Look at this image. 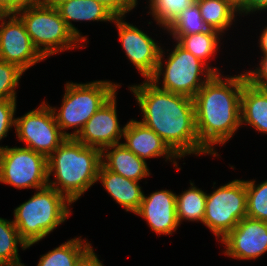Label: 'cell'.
<instances>
[{
    "label": "cell",
    "mask_w": 267,
    "mask_h": 266,
    "mask_svg": "<svg viewBox=\"0 0 267 266\" xmlns=\"http://www.w3.org/2000/svg\"><path fill=\"white\" fill-rule=\"evenodd\" d=\"M121 142L127 149L147 163L148 159L164 158L178 170V159H180L169 146L154 131L136 119H131L125 124Z\"/></svg>",
    "instance_id": "2e32d148"
},
{
    "label": "cell",
    "mask_w": 267,
    "mask_h": 266,
    "mask_svg": "<svg viewBox=\"0 0 267 266\" xmlns=\"http://www.w3.org/2000/svg\"><path fill=\"white\" fill-rule=\"evenodd\" d=\"M15 134L26 148L47 158L67 138L56 123L54 113L45 100L33 110L15 118Z\"/></svg>",
    "instance_id": "30bf717a"
},
{
    "label": "cell",
    "mask_w": 267,
    "mask_h": 266,
    "mask_svg": "<svg viewBox=\"0 0 267 266\" xmlns=\"http://www.w3.org/2000/svg\"><path fill=\"white\" fill-rule=\"evenodd\" d=\"M17 100H0V141L6 138L12 127H15ZM6 146L0 145L3 150Z\"/></svg>",
    "instance_id": "f546056e"
},
{
    "label": "cell",
    "mask_w": 267,
    "mask_h": 266,
    "mask_svg": "<svg viewBox=\"0 0 267 266\" xmlns=\"http://www.w3.org/2000/svg\"><path fill=\"white\" fill-rule=\"evenodd\" d=\"M237 8L245 1V0H230Z\"/></svg>",
    "instance_id": "74e56055"
},
{
    "label": "cell",
    "mask_w": 267,
    "mask_h": 266,
    "mask_svg": "<svg viewBox=\"0 0 267 266\" xmlns=\"http://www.w3.org/2000/svg\"><path fill=\"white\" fill-rule=\"evenodd\" d=\"M210 28L205 24L196 3L186 8L166 29L168 35H190L207 32Z\"/></svg>",
    "instance_id": "4316f807"
},
{
    "label": "cell",
    "mask_w": 267,
    "mask_h": 266,
    "mask_svg": "<svg viewBox=\"0 0 267 266\" xmlns=\"http://www.w3.org/2000/svg\"><path fill=\"white\" fill-rule=\"evenodd\" d=\"M218 243L224 245L222 254L234 260H256L267 252V222L243 218Z\"/></svg>",
    "instance_id": "4fadbf2b"
},
{
    "label": "cell",
    "mask_w": 267,
    "mask_h": 266,
    "mask_svg": "<svg viewBox=\"0 0 267 266\" xmlns=\"http://www.w3.org/2000/svg\"><path fill=\"white\" fill-rule=\"evenodd\" d=\"M200 14L210 29L226 34L237 22L238 8L230 0H196ZM237 18V19H236Z\"/></svg>",
    "instance_id": "7402d4cb"
},
{
    "label": "cell",
    "mask_w": 267,
    "mask_h": 266,
    "mask_svg": "<svg viewBox=\"0 0 267 266\" xmlns=\"http://www.w3.org/2000/svg\"><path fill=\"white\" fill-rule=\"evenodd\" d=\"M120 87V83L110 80L65 83L60 107L50 106L61 132L67 138H75L85 123ZM70 129L74 131L69 132Z\"/></svg>",
    "instance_id": "5b68a950"
},
{
    "label": "cell",
    "mask_w": 267,
    "mask_h": 266,
    "mask_svg": "<svg viewBox=\"0 0 267 266\" xmlns=\"http://www.w3.org/2000/svg\"><path fill=\"white\" fill-rule=\"evenodd\" d=\"M98 254L95 253L92 247L76 264V266H104L102 261L98 258Z\"/></svg>",
    "instance_id": "e575fe53"
},
{
    "label": "cell",
    "mask_w": 267,
    "mask_h": 266,
    "mask_svg": "<svg viewBox=\"0 0 267 266\" xmlns=\"http://www.w3.org/2000/svg\"><path fill=\"white\" fill-rule=\"evenodd\" d=\"M0 183L19 190L47 187V157L26 147L7 145L1 153Z\"/></svg>",
    "instance_id": "9c48e42d"
},
{
    "label": "cell",
    "mask_w": 267,
    "mask_h": 266,
    "mask_svg": "<svg viewBox=\"0 0 267 266\" xmlns=\"http://www.w3.org/2000/svg\"><path fill=\"white\" fill-rule=\"evenodd\" d=\"M189 189L176 194V213L179 225L183 221L203 222L206 206V192L190 180Z\"/></svg>",
    "instance_id": "cb8c5ba5"
},
{
    "label": "cell",
    "mask_w": 267,
    "mask_h": 266,
    "mask_svg": "<svg viewBox=\"0 0 267 266\" xmlns=\"http://www.w3.org/2000/svg\"><path fill=\"white\" fill-rule=\"evenodd\" d=\"M196 0H148L145 9L149 8L148 15L153 21L164 30L174 22L182 11L190 7ZM149 3V4H148Z\"/></svg>",
    "instance_id": "484cf974"
},
{
    "label": "cell",
    "mask_w": 267,
    "mask_h": 266,
    "mask_svg": "<svg viewBox=\"0 0 267 266\" xmlns=\"http://www.w3.org/2000/svg\"><path fill=\"white\" fill-rule=\"evenodd\" d=\"M174 42H177L185 50L192 53L195 57L205 63L215 74H222L218 66H212L210 59L218 56L221 47V39H224L219 31L209 29L207 32L195 33L190 35H169ZM219 50V51H218Z\"/></svg>",
    "instance_id": "44dd1931"
},
{
    "label": "cell",
    "mask_w": 267,
    "mask_h": 266,
    "mask_svg": "<svg viewBox=\"0 0 267 266\" xmlns=\"http://www.w3.org/2000/svg\"><path fill=\"white\" fill-rule=\"evenodd\" d=\"M259 64L257 67L250 68V70H244L247 76V80L261 88H267V55H261Z\"/></svg>",
    "instance_id": "4dcf8cb0"
},
{
    "label": "cell",
    "mask_w": 267,
    "mask_h": 266,
    "mask_svg": "<svg viewBox=\"0 0 267 266\" xmlns=\"http://www.w3.org/2000/svg\"><path fill=\"white\" fill-rule=\"evenodd\" d=\"M0 60L15 64L25 72L45 60L17 14H5L0 20Z\"/></svg>",
    "instance_id": "7c38bea8"
},
{
    "label": "cell",
    "mask_w": 267,
    "mask_h": 266,
    "mask_svg": "<svg viewBox=\"0 0 267 266\" xmlns=\"http://www.w3.org/2000/svg\"><path fill=\"white\" fill-rule=\"evenodd\" d=\"M107 7L116 17L127 16L138 5V0H96ZM140 1V0H139Z\"/></svg>",
    "instance_id": "1f68e13d"
},
{
    "label": "cell",
    "mask_w": 267,
    "mask_h": 266,
    "mask_svg": "<svg viewBox=\"0 0 267 266\" xmlns=\"http://www.w3.org/2000/svg\"><path fill=\"white\" fill-rule=\"evenodd\" d=\"M18 246L21 250L28 247L20 238L13 220L0 217V266H26L21 263Z\"/></svg>",
    "instance_id": "d4e9b609"
},
{
    "label": "cell",
    "mask_w": 267,
    "mask_h": 266,
    "mask_svg": "<svg viewBox=\"0 0 267 266\" xmlns=\"http://www.w3.org/2000/svg\"><path fill=\"white\" fill-rule=\"evenodd\" d=\"M215 184L213 191L206 194L202 224L220 241L247 216V191L243 179H234L218 188Z\"/></svg>",
    "instance_id": "ba28073f"
},
{
    "label": "cell",
    "mask_w": 267,
    "mask_h": 266,
    "mask_svg": "<svg viewBox=\"0 0 267 266\" xmlns=\"http://www.w3.org/2000/svg\"><path fill=\"white\" fill-rule=\"evenodd\" d=\"M24 74L19 66L0 60V100H17V88Z\"/></svg>",
    "instance_id": "f1b7e54d"
},
{
    "label": "cell",
    "mask_w": 267,
    "mask_h": 266,
    "mask_svg": "<svg viewBox=\"0 0 267 266\" xmlns=\"http://www.w3.org/2000/svg\"><path fill=\"white\" fill-rule=\"evenodd\" d=\"M243 125L267 135V88L257 87L249 81L243 85L241 93V128Z\"/></svg>",
    "instance_id": "ffe728a7"
},
{
    "label": "cell",
    "mask_w": 267,
    "mask_h": 266,
    "mask_svg": "<svg viewBox=\"0 0 267 266\" xmlns=\"http://www.w3.org/2000/svg\"><path fill=\"white\" fill-rule=\"evenodd\" d=\"M125 18L126 16H118L112 22L118 31V41L126 58L144 78L143 80H149L156 72L162 45L146 31H142L133 23L126 22Z\"/></svg>",
    "instance_id": "8fae6325"
},
{
    "label": "cell",
    "mask_w": 267,
    "mask_h": 266,
    "mask_svg": "<svg viewBox=\"0 0 267 266\" xmlns=\"http://www.w3.org/2000/svg\"><path fill=\"white\" fill-rule=\"evenodd\" d=\"M71 205L63 194L47 186L36 190L27 201L17 206L12 220L20 238L28 245L27 249L66 222L72 215Z\"/></svg>",
    "instance_id": "277c9868"
},
{
    "label": "cell",
    "mask_w": 267,
    "mask_h": 266,
    "mask_svg": "<svg viewBox=\"0 0 267 266\" xmlns=\"http://www.w3.org/2000/svg\"><path fill=\"white\" fill-rule=\"evenodd\" d=\"M260 36L258 39V44L260 47V52L262 55H267V24L265 27H263V30L260 31Z\"/></svg>",
    "instance_id": "d590c367"
},
{
    "label": "cell",
    "mask_w": 267,
    "mask_h": 266,
    "mask_svg": "<svg viewBox=\"0 0 267 266\" xmlns=\"http://www.w3.org/2000/svg\"><path fill=\"white\" fill-rule=\"evenodd\" d=\"M16 14L23 21L33 45L46 60L58 53L86 47L68 29L56 8L37 2Z\"/></svg>",
    "instance_id": "52a82bcc"
},
{
    "label": "cell",
    "mask_w": 267,
    "mask_h": 266,
    "mask_svg": "<svg viewBox=\"0 0 267 266\" xmlns=\"http://www.w3.org/2000/svg\"><path fill=\"white\" fill-rule=\"evenodd\" d=\"M173 46L171 52L162 46L156 72L149 80L159 89L194 98L215 73L177 42Z\"/></svg>",
    "instance_id": "8992f818"
},
{
    "label": "cell",
    "mask_w": 267,
    "mask_h": 266,
    "mask_svg": "<svg viewBox=\"0 0 267 266\" xmlns=\"http://www.w3.org/2000/svg\"><path fill=\"white\" fill-rule=\"evenodd\" d=\"M142 113V124L154 130L180 158L211 154L200 144L193 98L159 89L150 80L128 86Z\"/></svg>",
    "instance_id": "6da1fadb"
},
{
    "label": "cell",
    "mask_w": 267,
    "mask_h": 266,
    "mask_svg": "<svg viewBox=\"0 0 267 266\" xmlns=\"http://www.w3.org/2000/svg\"><path fill=\"white\" fill-rule=\"evenodd\" d=\"M214 74L196 93L195 125L200 144L213 156L241 128V93L248 81L245 71L238 75Z\"/></svg>",
    "instance_id": "7a4b0ae2"
},
{
    "label": "cell",
    "mask_w": 267,
    "mask_h": 266,
    "mask_svg": "<svg viewBox=\"0 0 267 266\" xmlns=\"http://www.w3.org/2000/svg\"><path fill=\"white\" fill-rule=\"evenodd\" d=\"M267 11V0H245L239 7L238 12L240 17L250 16V14H259Z\"/></svg>",
    "instance_id": "d6a6232c"
},
{
    "label": "cell",
    "mask_w": 267,
    "mask_h": 266,
    "mask_svg": "<svg viewBox=\"0 0 267 266\" xmlns=\"http://www.w3.org/2000/svg\"><path fill=\"white\" fill-rule=\"evenodd\" d=\"M37 2L38 0H0V10L5 14H16L22 8Z\"/></svg>",
    "instance_id": "836d02e7"
},
{
    "label": "cell",
    "mask_w": 267,
    "mask_h": 266,
    "mask_svg": "<svg viewBox=\"0 0 267 266\" xmlns=\"http://www.w3.org/2000/svg\"><path fill=\"white\" fill-rule=\"evenodd\" d=\"M5 15V13L3 11L0 10V20L2 19V17Z\"/></svg>",
    "instance_id": "f35d334b"
},
{
    "label": "cell",
    "mask_w": 267,
    "mask_h": 266,
    "mask_svg": "<svg viewBox=\"0 0 267 266\" xmlns=\"http://www.w3.org/2000/svg\"><path fill=\"white\" fill-rule=\"evenodd\" d=\"M157 235H172L180 227L176 213V193L168 189L144 194L139 210L135 213Z\"/></svg>",
    "instance_id": "9a60e30c"
},
{
    "label": "cell",
    "mask_w": 267,
    "mask_h": 266,
    "mask_svg": "<svg viewBox=\"0 0 267 266\" xmlns=\"http://www.w3.org/2000/svg\"><path fill=\"white\" fill-rule=\"evenodd\" d=\"M101 150L66 138L47 158L48 186L76 203L95 183L101 166ZM51 176L55 179L51 180Z\"/></svg>",
    "instance_id": "3957f363"
},
{
    "label": "cell",
    "mask_w": 267,
    "mask_h": 266,
    "mask_svg": "<svg viewBox=\"0 0 267 266\" xmlns=\"http://www.w3.org/2000/svg\"><path fill=\"white\" fill-rule=\"evenodd\" d=\"M117 93L85 123L83 129L75 137L77 141L101 151L121 143L125 125L120 126L118 120Z\"/></svg>",
    "instance_id": "5bb4252c"
},
{
    "label": "cell",
    "mask_w": 267,
    "mask_h": 266,
    "mask_svg": "<svg viewBox=\"0 0 267 266\" xmlns=\"http://www.w3.org/2000/svg\"><path fill=\"white\" fill-rule=\"evenodd\" d=\"M92 247L87 238L83 239L82 236L68 239L41 255L36 266H76Z\"/></svg>",
    "instance_id": "603a6c76"
},
{
    "label": "cell",
    "mask_w": 267,
    "mask_h": 266,
    "mask_svg": "<svg viewBox=\"0 0 267 266\" xmlns=\"http://www.w3.org/2000/svg\"><path fill=\"white\" fill-rule=\"evenodd\" d=\"M104 187L116 204L120 205L127 213H135L139 210L144 191L140 182L127 179L106 169L102 164L99 168L97 183Z\"/></svg>",
    "instance_id": "ac0fdd59"
},
{
    "label": "cell",
    "mask_w": 267,
    "mask_h": 266,
    "mask_svg": "<svg viewBox=\"0 0 267 266\" xmlns=\"http://www.w3.org/2000/svg\"><path fill=\"white\" fill-rule=\"evenodd\" d=\"M101 163L106 169L137 182L151 176L148 164L122 143L103 149Z\"/></svg>",
    "instance_id": "d6986e66"
},
{
    "label": "cell",
    "mask_w": 267,
    "mask_h": 266,
    "mask_svg": "<svg viewBox=\"0 0 267 266\" xmlns=\"http://www.w3.org/2000/svg\"><path fill=\"white\" fill-rule=\"evenodd\" d=\"M66 1L68 0H38V3L48 6V7L56 8L57 6H59L60 4Z\"/></svg>",
    "instance_id": "8d00e7d4"
},
{
    "label": "cell",
    "mask_w": 267,
    "mask_h": 266,
    "mask_svg": "<svg viewBox=\"0 0 267 266\" xmlns=\"http://www.w3.org/2000/svg\"><path fill=\"white\" fill-rule=\"evenodd\" d=\"M68 29L87 47L88 35L82 32L73 22H110L116 17L107 7L96 0H68L56 7Z\"/></svg>",
    "instance_id": "e0dca14e"
},
{
    "label": "cell",
    "mask_w": 267,
    "mask_h": 266,
    "mask_svg": "<svg viewBox=\"0 0 267 266\" xmlns=\"http://www.w3.org/2000/svg\"><path fill=\"white\" fill-rule=\"evenodd\" d=\"M247 217L267 222V179L256 183L246 180Z\"/></svg>",
    "instance_id": "83f0119b"
}]
</instances>
